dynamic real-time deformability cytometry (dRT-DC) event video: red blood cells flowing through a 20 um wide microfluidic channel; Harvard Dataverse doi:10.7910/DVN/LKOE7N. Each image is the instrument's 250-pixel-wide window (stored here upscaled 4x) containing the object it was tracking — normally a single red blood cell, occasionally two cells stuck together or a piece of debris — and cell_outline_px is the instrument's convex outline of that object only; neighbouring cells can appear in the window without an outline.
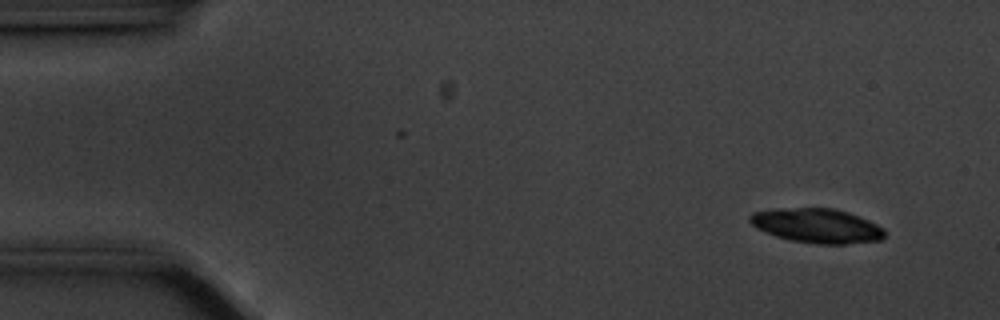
{"species": "common noctule bat (a hibernating species)", "species_latin": "Nyctalus noctula", "temperature_condition": "cold", "stored_images_in_passage": 53, "camera_frame_rate_fps": 3000, "um_per_image_px": 0.085, "animal": {"sex": "male", "body_mass_g": 20.1, "forearm_length_mm": 53.5}, "frame": {"image": 1, "passage_image": 1, "time_ms": 0.0, "image_size_px": [1000, 320], "cell_outline_px": [[884, 236], [880, 240], [844, 244], [816, 244], [788, 240], [764, 232], [756, 228], [748, 220], [748, 216], [752, 212], [772, 208], [832, 208], [848, 212], [860, 216], [884, 228]], "centroid_in_image_um": [69.39, 19.18], "position_along_channel_um": 15.6, "area_um2": 27.28}}
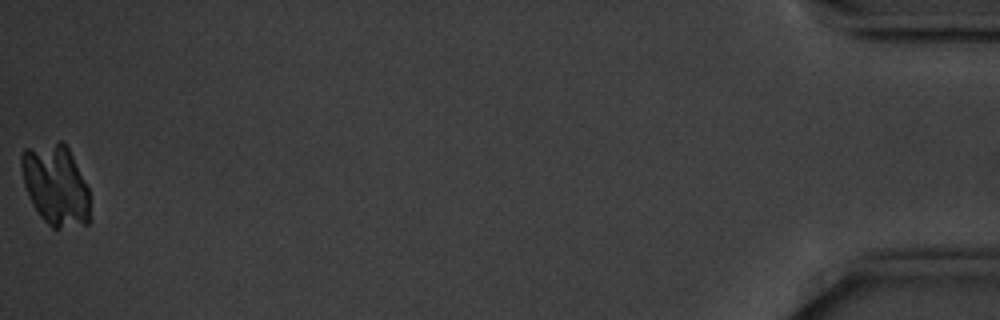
{"frame": {"image": 2, "passage_image": 53, "time_ms": 17.333, "image_size_px": [1000, 320], "cell_outline_px": [[88, 224], [60, 228], [52, 228], [40, 216], [32, 204], [28, 196], [24, 184], [20, 168], [20, 156], [24, 148], [60, 140], [68, 148], [88, 188]], "centroid_in_image_um": [4.68, 15.71], "position_along_channel_um": 430.5, "area_um2": 32.19}}